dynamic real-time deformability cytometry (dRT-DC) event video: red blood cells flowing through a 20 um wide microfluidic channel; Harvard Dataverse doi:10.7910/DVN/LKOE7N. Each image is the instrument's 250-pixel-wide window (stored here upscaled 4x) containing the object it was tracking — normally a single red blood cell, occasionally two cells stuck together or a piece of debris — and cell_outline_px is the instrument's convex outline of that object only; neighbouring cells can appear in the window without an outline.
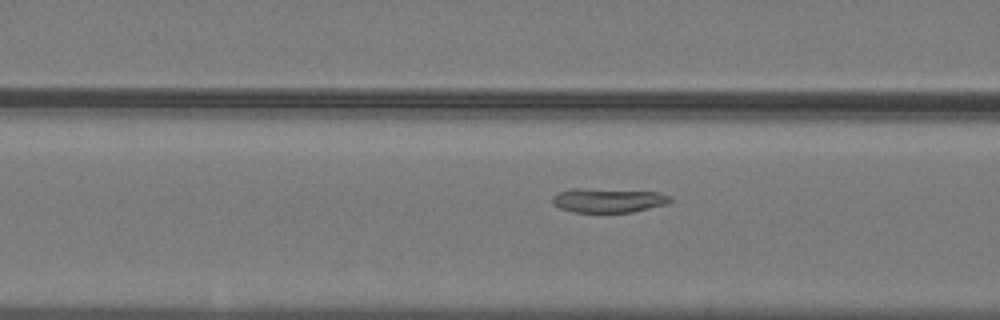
{"species": "common noctule bat (a hibernating species)", "species_latin": "Nyctalus noctula", "temperature_condition": "warm", "stored_images_in_passage": 37, "camera_frame_rate_fps": 3000, "um_per_image_px": 0.085, "animal": {"sex": "male", "body_mass_g": 19.2, "forearm_length_mm": 51.8}, "frame": {"image": 1, "passage_image": 22, "time_ms": 7.0, "image_size_px": [1000, 320], "cell_outline_px": [[672, 200], [668, 204], [632, 212], [572, 212], [560, 208], [552, 204], [552, 196], [556, 192], [572, 188], [580, 188], [656, 192], [672, 196]], "centroid_in_image_um": [51.66, 17.03], "position_along_channel_um": 114.9, "area_um2": 16.76}}
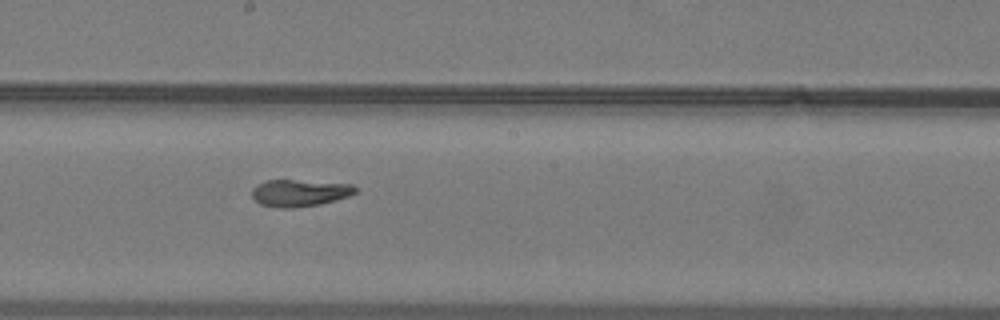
{"frame": {"image": 2, "passage_image": 30, "time_ms": 9.667, "image_size_px": [1000, 320], "cell_outline_px": [[360, 192], [348, 196], [320, 204], [292, 208], [280, 208], [260, 204], [252, 196], [252, 188], [256, 184], [268, 180], [292, 180], [352, 184]], "centroid_in_image_um": [25.47, 16.4], "position_along_channel_um": 222.7, "area_um2": 16.18}}
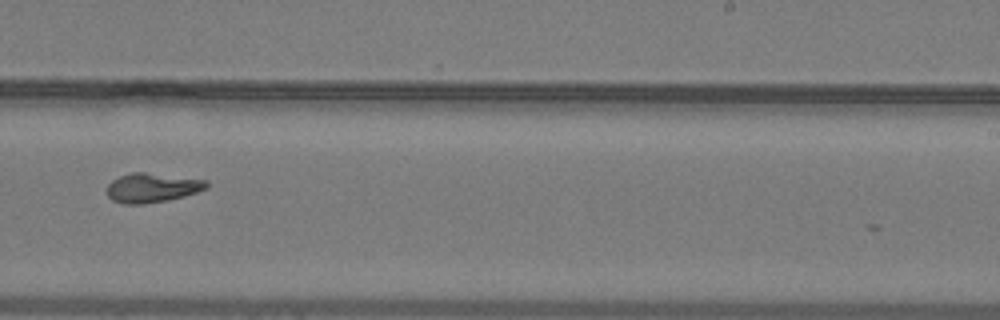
{"frame": {"image": 3, "passage_image": 34, "time_ms": 11.0, "image_size_px": [1000, 320], "cell_outline_px": [[208, 188], [184, 196], [168, 200], [144, 204], [124, 204], [112, 200], [108, 196], [108, 184], [112, 180], [120, 176], [132, 172], [144, 172], [208, 180]], "centroid_in_image_um": [12.94, 15.96], "position_along_channel_um": 276.1, "area_um2": 16.99}}